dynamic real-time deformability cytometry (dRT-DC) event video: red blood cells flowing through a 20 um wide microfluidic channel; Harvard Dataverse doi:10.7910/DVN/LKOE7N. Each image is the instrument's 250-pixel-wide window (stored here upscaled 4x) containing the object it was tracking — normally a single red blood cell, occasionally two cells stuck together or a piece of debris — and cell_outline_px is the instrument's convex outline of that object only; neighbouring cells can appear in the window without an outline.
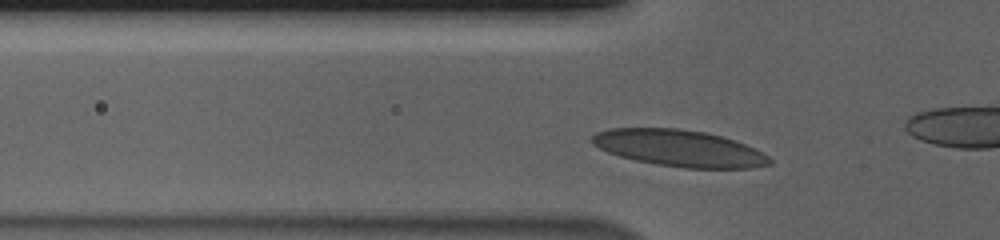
{"species": "human", "species_latin": "Homo sapiens", "temperature_condition": "cold", "stored_images_in_passage": 19, "camera_frame_rate_fps": 3000, "um_per_image_px": 0.085, "donor": {"sex": "male"}, "frame": {"image": 1, "passage_image": 16, "time_ms": 5.0, "image_size_px": [1000, 240], "cell_outline_px": [[772, 164], [752, 168], [684, 168], [656, 164], [636, 160], [620, 156], [608, 152], [592, 144], [588, 140], [596, 132], [608, 128], [680, 128], [704, 132], [736, 140], [756, 148], [768, 156], [772, 160]], "centroid_in_image_um": [57.74, 12.59], "position_along_channel_um": 68.1, "area_um2": 38.09}}